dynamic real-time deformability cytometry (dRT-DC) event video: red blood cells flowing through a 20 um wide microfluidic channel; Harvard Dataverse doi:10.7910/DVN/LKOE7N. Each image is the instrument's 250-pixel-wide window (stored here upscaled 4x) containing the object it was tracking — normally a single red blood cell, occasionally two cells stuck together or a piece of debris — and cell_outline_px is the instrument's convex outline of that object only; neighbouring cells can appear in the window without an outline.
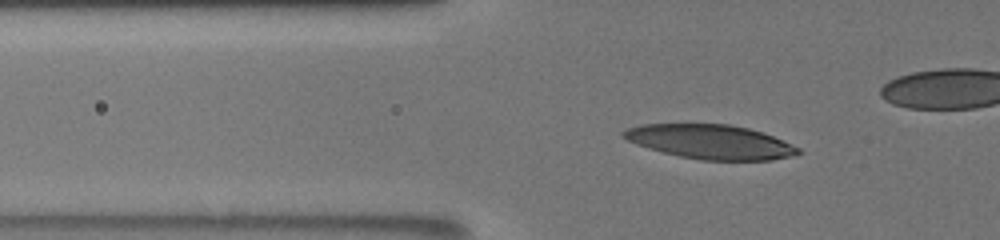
{"species": "human", "species_latin": "Homo sapiens", "temperature_condition": "room temperature", "stored_images_in_passage": 36, "camera_frame_rate_fps": 3000, "um_per_image_px": 0.085, "donor": {"sex": "male"}, "frame": {"image": 1, "passage_image": 14, "time_ms": 6.0, "image_size_px": [1000, 240], "cell_outline_px": [[800, 152], [788, 156], [772, 160], [700, 160], [680, 156], [648, 148], [636, 144], [620, 136], [620, 132], [628, 128], [640, 124], [728, 124], [748, 128], [772, 136], [800, 148]], "centroid_in_image_um": [60.32, 12.05], "position_along_channel_um": 65.5, "area_um2": 34.56}}
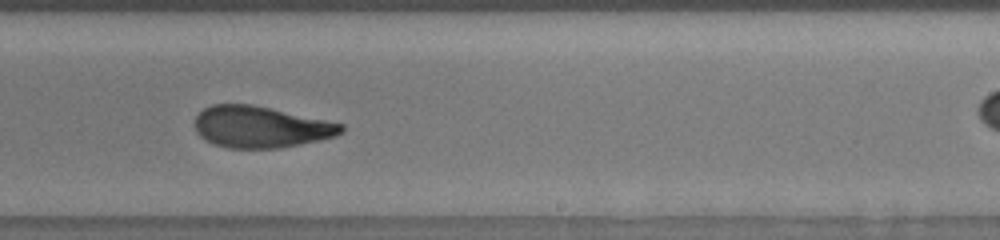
{"frame": {"image": 2, "passage_image": 27, "time_ms": 11.667, "image_size_px": [1000, 240], "cell_outline_px": [[344, 132], [336, 136], [320, 140], [280, 148], [228, 148], [212, 144], [204, 140], [196, 132], [192, 120], [204, 108], [212, 104], [252, 104], [344, 124]], "centroid_in_image_um": [22.12, 10.79], "position_along_channel_um": 266.9, "area_um2": 35.66}}
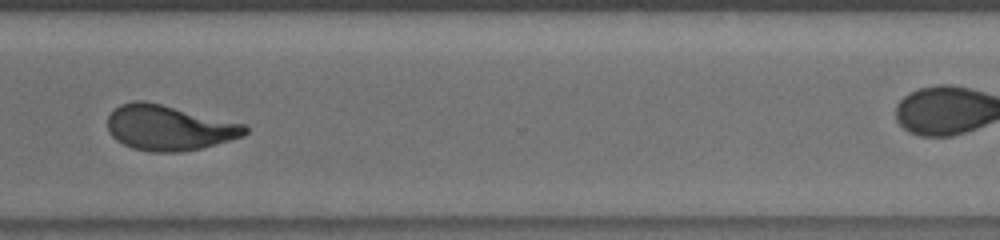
{"frame": {"image": 3, "passage_image": 33, "time_ms": 14.0, "image_size_px": [1000, 240], "cell_outline_px": [[248, 132], [244, 136], [200, 148], [180, 152], [152, 152], [132, 148], [116, 140], [112, 136], [108, 128], [108, 116], [120, 104], [136, 100], [144, 100], [244, 124], [248, 128]], "centroid_in_image_um": [14.34, 10.86], "position_along_channel_um": 356.3, "area_um2": 35.89}}